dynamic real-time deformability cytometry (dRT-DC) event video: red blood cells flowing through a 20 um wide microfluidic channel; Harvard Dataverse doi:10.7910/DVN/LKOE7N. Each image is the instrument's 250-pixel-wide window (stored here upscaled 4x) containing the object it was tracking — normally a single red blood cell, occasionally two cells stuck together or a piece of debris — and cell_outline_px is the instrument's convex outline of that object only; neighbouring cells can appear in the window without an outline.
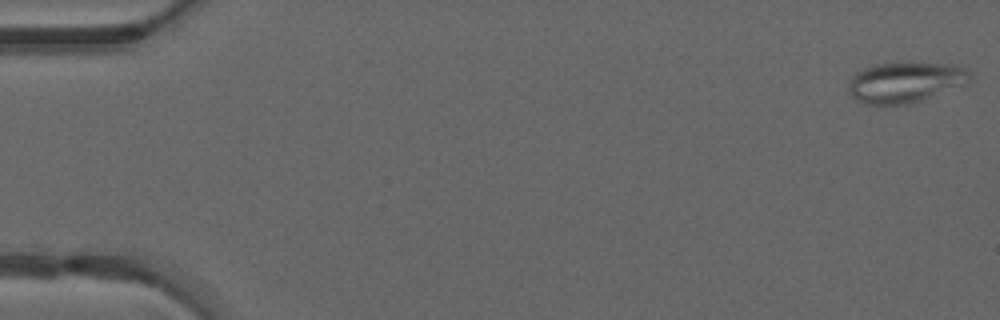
{"species": "common noctule bat (a hibernating species)", "species_latin": "Nyctalus noctula", "temperature_condition": "warm", "stored_images_in_passage": 42, "camera_frame_rate_fps": 3000, "um_per_image_px": 0.085, "animal": {"sex": "male", "forearm_length_mm": 52.5}, "frame": {"image": 1, "passage_image": 1, "time_ms": 0.0, "image_size_px": [1000, 320], "cell_outline_px": [[972, 80], [968, 84], [908, 104], [868, 104], [856, 100], [848, 92], [848, 84], [852, 76], [856, 72], [864, 68], [876, 64], [956, 64], [968, 68], [972, 76]], "centroid_in_image_um": [76.99, 7.0], "position_along_channel_um": 8.0, "area_um2": 28.55}}
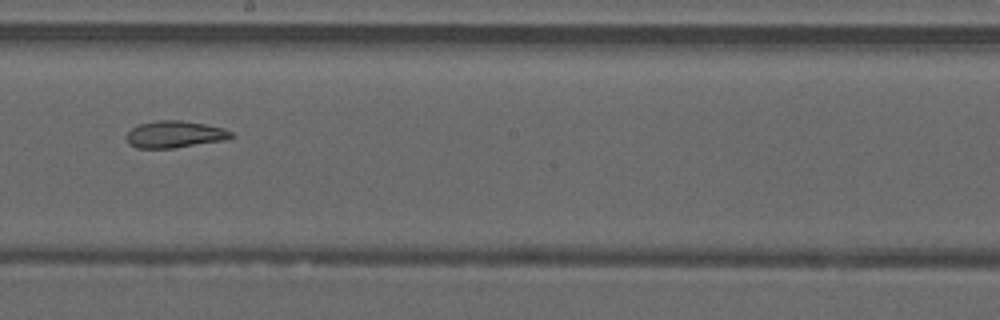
{"frame": {"image": 2, "passage_image": 28, "time_ms": 9.0, "image_size_px": [1000, 320], "cell_outline_px": [[236, 136], [224, 140], [172, 148], [136, 148], [128, 140], [128, 132], [132, 128], [140, 124], [156, 120], [180, 120], [204, 124], [224, 128], [232, 132]], "centroid_in_image_um": [14.9, 11.41], "position_along_channel_um": 233.3, "area_um2": 16.18}}
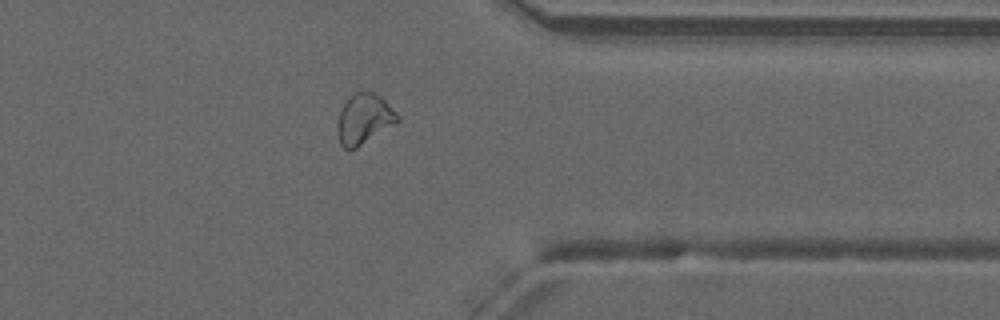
{"frame": {"image": 3, "passage_image": 39, "time_ms": 12.667, "image_size_px": [1000, 320], "cell_outline_px": [[400, 120], [396, 124], [356, 148], [348, 152], [340, 144], [336, 132], [340, 112], [348, 96], [352, 92], [360, 88], [372, 92], [380, 96], [400, 116]], "centroid_in_image_um": [30.93, 10.1], "position_along_channel_um": 380.5, "area_um2": 18.03}, "authors_computed_cell_mechanics": {"area_um2": 18.6116, "velocity_mm_per_s": 4.215, "shape_relaxation_time_tau1_ms": null, "shape_relaxation_time_tau2_ms": 2.5682, "deformation_change_tau1": null, "deformation_change_tau2": 0.0956}}